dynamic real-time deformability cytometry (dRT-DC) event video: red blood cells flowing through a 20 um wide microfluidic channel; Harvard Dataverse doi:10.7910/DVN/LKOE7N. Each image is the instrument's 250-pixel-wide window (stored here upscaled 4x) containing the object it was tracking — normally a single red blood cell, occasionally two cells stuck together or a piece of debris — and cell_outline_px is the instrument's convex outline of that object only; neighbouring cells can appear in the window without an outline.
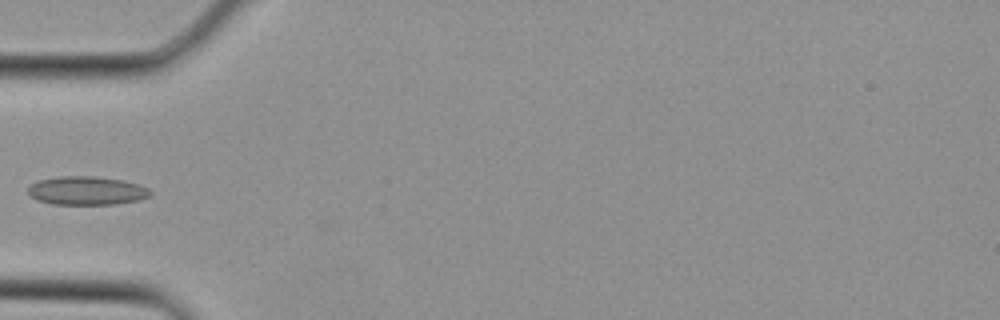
{"species": "Egyptian fruit bat (a non-hibernating species)", "species_latin": "Rousettus aegyptiacus", "temperature_condition": "cold", "stored_images_in_passage": 3, "camera_frame_rate_fps": 3000, "um_per_image_px": 0.085, "animal": {"sex": "female"}, "frame": {"image": 1, "passage_image": 3, "time_ms": 0.667, "image_size_px": [1000, 320], "cell_outline_px": [[152, 192], [148, 196], [140, 200], [116, 204], [52, 204], [36, 200], [28, 196], [28, 188], [32, 184], [40, 180], [60, 176], [92, 176], [120, 180], [136, 184], [148, 188]], "centroid_in_image_um": [7.33, 16.22], "position_along_channel_um": 77.7, "area_um2": 20.23}}